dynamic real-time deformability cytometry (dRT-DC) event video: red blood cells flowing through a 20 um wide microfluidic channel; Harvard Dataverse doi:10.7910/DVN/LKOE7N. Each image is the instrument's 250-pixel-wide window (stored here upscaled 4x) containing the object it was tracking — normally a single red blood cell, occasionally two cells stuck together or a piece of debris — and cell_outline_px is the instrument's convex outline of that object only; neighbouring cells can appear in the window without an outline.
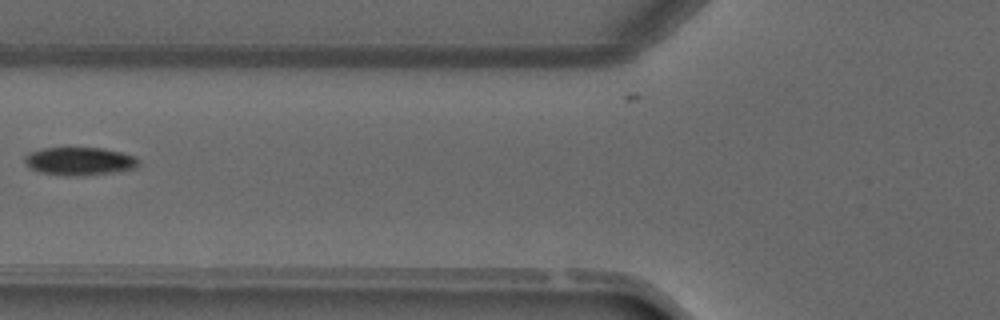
{"species": "common noctule bat (a hibernating species)", "species_latin": "Nyctalus noctula", "temperature_condition": "warm", "stored_images_in_passage": 5, "camera_frame_rate_fps": 3000, "um_per_image_px": 0.085, "animal": {"sex": "male", "forearm_length_mm": 52.5}, "frame": {"image": 1, "passage_image": 5, "time_ms": 4.667, "image_size_px": [1000, 320], "cell_outline_px": [[140, 164], [136, 168], [112, 172], [72, 176], [64, 176], [40, 172], [28, 168], [24, 160], [24, 156], [28, 152], [40, 148], [104, 148], [136, 156], [140, 160]], "centroid_in_image_um": [6.73, 13.69], "position_along_channel_um": 119.1, "area_um2": 18.79}}